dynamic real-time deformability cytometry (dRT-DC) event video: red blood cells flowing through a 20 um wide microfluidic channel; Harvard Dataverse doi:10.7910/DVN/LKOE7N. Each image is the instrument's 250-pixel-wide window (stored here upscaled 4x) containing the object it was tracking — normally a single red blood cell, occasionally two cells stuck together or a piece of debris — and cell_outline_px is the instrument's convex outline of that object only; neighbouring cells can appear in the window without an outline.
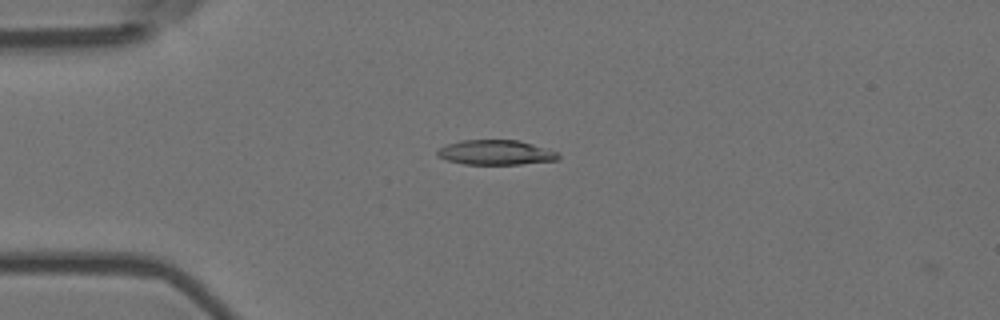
{"species": "Egyptian fruit bat (a non-hibernating species)", "species_latin": "Rousettus aegyptiacus", "temperature_condition": "room temperature", "stored_images_in_passage": 4, "camera_frame_rate_fps": 3000, "um_per_image_px": 0.085, "animal": {"sex": "female"}, "frame": {"image": 1, "passage_image": 3, "time_ms": 0.667, "image_size_px": [1000, 320], "cell_outline_px": [[560, 160], [520, 164], [464, 164], [448, 160], [440, 156], [436, 152], [440, 148], [448, 144], [460, 140], [520, 140], [556, 152], [560, 156]], "centroid_in_image_um": [42.17, 12.96], "position_along_channel_um": 42.8, "area_um2": 17.28}}